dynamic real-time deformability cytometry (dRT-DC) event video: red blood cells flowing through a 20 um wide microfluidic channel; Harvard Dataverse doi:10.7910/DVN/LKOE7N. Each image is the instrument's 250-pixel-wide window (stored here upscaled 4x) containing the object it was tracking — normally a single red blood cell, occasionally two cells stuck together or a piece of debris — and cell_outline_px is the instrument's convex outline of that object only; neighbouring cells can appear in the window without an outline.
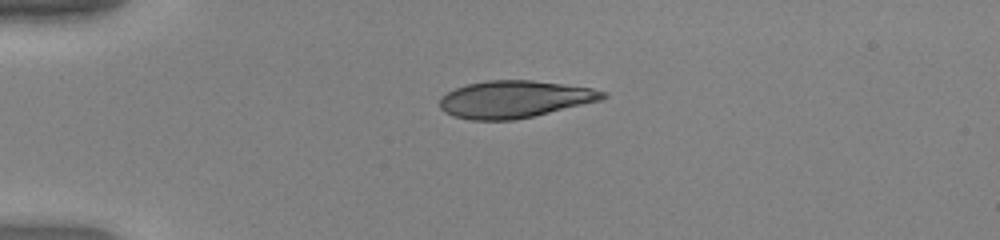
{"species": "human", "species_latin": "Homo sapiens", "temperature_condition": "warm", "stored_images_in_passage": 34, "camera_frame_rate_fps": 3000, "um_per_image_px": 0.085, "donor": {"sex": "female"}, "frame": {"image": 1, "passage_image": 1, "time_ms": 0.0, "image_size_px": [1000, 240], "cell_outline_px": [[608, 96], [600, 100], [532, 116], [512, 120], [468, 120], [452, 116], [444, 112], [440, 108], [440, 96], [456, 88], [468, 84], [488, 80], [532, 80], [592, 88], [608, 92]], "centroid_in_image_um": [43.7, 8.43], "position_along_channel_um": 41.3, "area_um2": 35.14}}
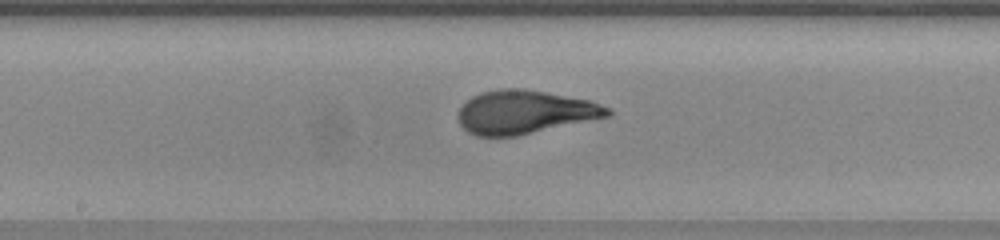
{"frame": {"image": 2, "passage_image": 16, "time_ms": 5.0, "image_size_px": [1000, 240], "cell_outline_px": [[612, 116], [516, 136], [476, 136], [468, 132], [460, 124], [456, 116], [460, 108], [472, 96], [480, 92], [504, 88], [520, 88], [544, 92], [588, 100], [612, 108]], "centroid_in_image_um": [44.61, 9.53], "position_along_channel_um": 203.6, "area_um2": 37.86}}
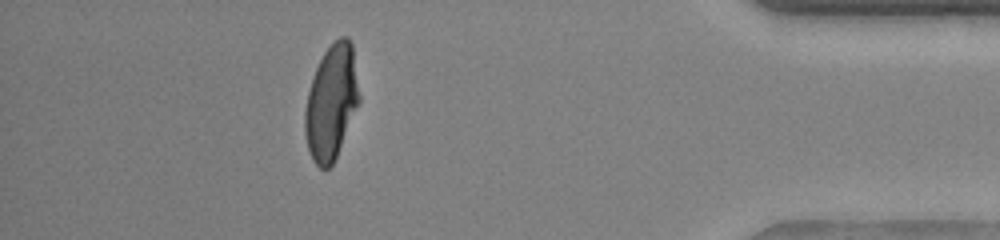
{"frame": {"image": 3, "passage_image": 34, "time_ms": 11.0, "image_size_px": [1000, 240], "cell_outline_px": [[360, 104], [336, 156], [332, 164], [328, 168], [320, 168], [312, 160], [308, 148], [304, 132], [304, 112], [308, 92], [316, 68], [324, 52], [340, 36], [348, 36], [352, 44], [360, 96]], "centroid_in_image_um": [28.17, 8.7], "position_along_channel_um": 407.0, "area_um2": 36.24}, "authors_computed_cell_mechanics": {"area_um2": 37.0787, "velocity_mm_per_s": 4.0617, "shape_relaxation_time_tau1_ms": 5.7984, "shape_relaxation_time_tau2_ms": null, "deformation_change_tau1": 0.2813, "deformation_change_tau2": null}}